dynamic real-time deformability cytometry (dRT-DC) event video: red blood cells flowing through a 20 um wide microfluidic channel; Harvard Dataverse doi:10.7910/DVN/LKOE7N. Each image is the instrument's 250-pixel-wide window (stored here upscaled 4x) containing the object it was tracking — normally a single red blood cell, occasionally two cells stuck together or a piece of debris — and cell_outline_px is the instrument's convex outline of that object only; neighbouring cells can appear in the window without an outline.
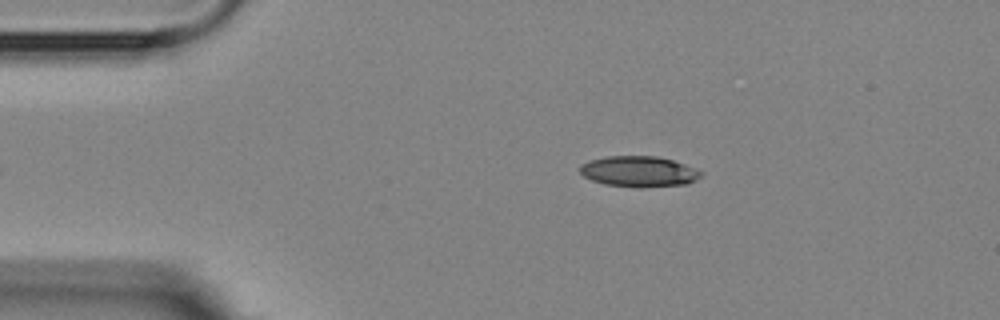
{"species": "Egyptian fruit bat (a non-hibernating species)", "species_latin": "Rousettus aegyptiacus", "temperature_condition": "room temperature", "stored_images_in_passage": 7, "camera_frame_rate_fps": 3000, "um_per_image_px": 0.085, "animal": {"sex": "female"}, "frame": {"image": 1, "passage_image": 7, "time_ms": 7.333, "image_size_px": [1000, 320], "cell_outline_px": [[704, 172], [696, 180], [688, 184], [640, 188], [604, 184], [592, 180], [584, 176], [580, 172], [580, 164], [592, 160], [608, 156], [656, 156], [672, 160], [684, 164]], "centroid_in_image_um": [54.32, 14.59], "position_along_channel_um": 30.7, "area_um2": 21.68}}